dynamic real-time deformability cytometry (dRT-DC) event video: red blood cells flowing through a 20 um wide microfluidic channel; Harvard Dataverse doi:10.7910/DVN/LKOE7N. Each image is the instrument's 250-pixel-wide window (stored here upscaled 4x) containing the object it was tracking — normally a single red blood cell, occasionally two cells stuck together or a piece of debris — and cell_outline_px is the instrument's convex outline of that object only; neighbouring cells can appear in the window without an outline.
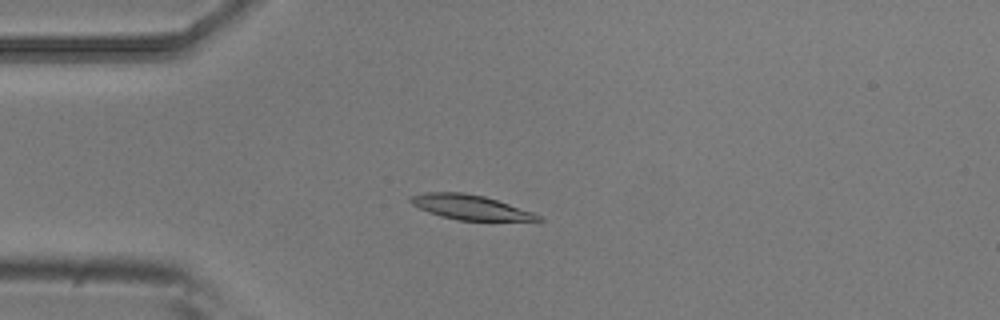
{"species": "common noctule bat (a hibernating species)", "species_latin": "Nyctalus noctula", "temperature_condition": "room temperature", "stored_images_in_passage": 6, "camera_frame_rate_fps": 3000, "um_per_image_px": 0.085, "animal": {"sex": "male", "body_mass_g": 20.5, "forearm_length_mm": 52.5}, "frame": {"image": 1, "passage_image": 4, "time_ms": 1.0, "image_size_px": [1000, 320], "cell_outline_px": [[544, 220], [456, 220], [440, 216], [428, 212], [412, 204], [408, 200], [408, 196], [424, 192], [464, 192], [484, 196], [532, 212], [540, 216]], "centroid_in_image_um": [39.88, 17.6], "position_along_channel_um": 45.1, "area_um2": 18.15}}
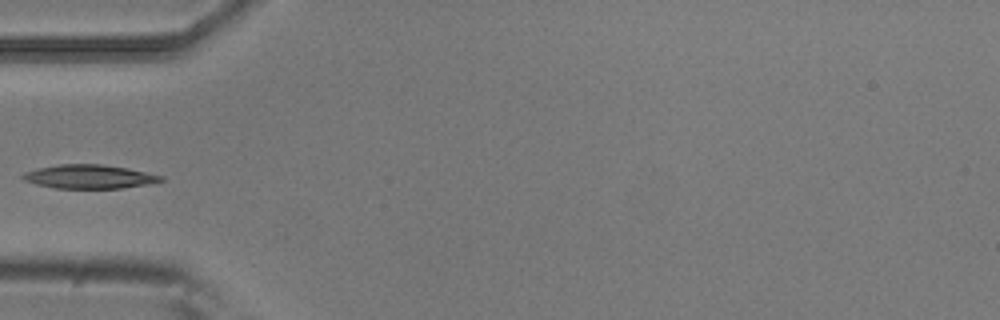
{"frame": {"image": 2, "passage_image": 5, "time_ms": 1.333, "image_size_px": [1000, 320], "cell_outline_px": [[164, 180], [152, 184], [120, 188], [56, 188], [36, 184], [24, 180], [20, 176], [24, 172], [36, 168], [60, 164], [100, 164], [128, 168], [164, 176]], "centroid_in_image_um": [7.6, 15.01], "position_along_channel_um": 77.4, "area_um2": 19.25}}
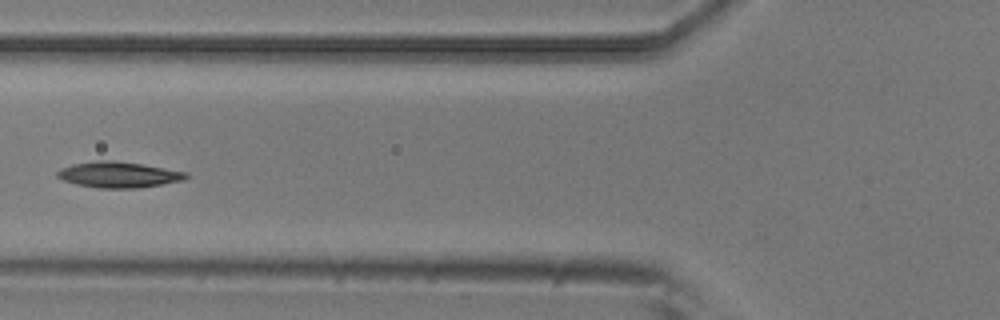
{"frame": {"image": 3, "passage_image": 6, "time_ms": 1.667, "image_size_px": [1000, 320], "cell_outline_px": [[188, 176], [184, 180], [136, 188], [100, 188], [76, 184], [64, 180], [56, 176], [56, 172], [60, 168], [72, 164], [96, 160], [116, 160], [188, 172]], "centroid_in_image_um": [10.04, 14.84], "position_along_channel_um": 115.8, "area_um2": 19.31}}